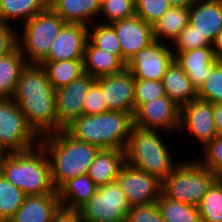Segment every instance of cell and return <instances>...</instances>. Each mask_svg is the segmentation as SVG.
I'll list each match as a JSON object with an SVG mask.
<instances>
[{
    "label": "cell",
    "instance_id": "6da1fadb",
    "mask_svg": "<svg viewBox=\"0 0 222 222\" xmlns=\"http://www.w3.org/2000/svg\"><path fill=\"white\" fill-rule=\"evenodd\" d=\"M12 99L40 137L57 132L56 90L41 65L27 64Z\"/></svg>",
    "mask_w": 222,
    "mask_h": 222
},
{
    "label": "cell",
    "instance_id": "7a4b0ae2",
    "mask_svg": "<svg viewBox=\"0 0 222 222\" xmlns=\"http://www.w3.org/2000/svg\"><path fill=\"white\" fill-rule=\"evenodd\" d=\"M40 145L48 157L56 190L69 179L87 174L100 150L97 146L75 139L65 129L42 136Z\"/></svg>",
    "mask_w": 222,
    "mask_h": 222
},
{
    "label": "cell",
    "instance_id": "3957f363",
    "mask_svg": "<svg viewBox=\"0 0 222 222\" xmlns=\"http://www.w3.org/2000/svg\"><path fill=\"white\" fill-rule=\"evenodd\" d=\"M0 173L26 196L58 194L48 157L40 144L26 151L1 154Z\"/></svg>",
    "mask_w": 222,
    "mask_h": 222
},
{
    "label": "cell",
    "instance_id": "277c9868",
    "mask_svg": "<svg viewBox=\"0 0 222 222\" xmlns=\"http://www.w3.org/2000/svg\"><path fill=\"white\" fill-rule=\"evenodd\" d=\"M133 115L124 111H107L81 115L65 130L75 139L99 149L124 150L133 128Z\"/></svg>",
    "mask_w": 222,
    "mask_h": 222
},
{
    "label": "cell",
    "instance_id": "5b68a950",
    "mask_svg": "<svg viewBox=\"0 0 222 222\" xmlns=\"http://www.w3.org/2000/svg\"><path fill=\"white\" fill-rule=\"evenodd\" d=\"M159 132L163 131L144 129L133 125L124 151L125 163L163 181L181 162L182 158L179 160L173 158L172 145H167L169 142L162 137L165 134L161 135Z\"/></svg>",
    "mask_w": 222,
    "mask_h": 222
},
{
    "label": "cell",
    "instance_id": "8992f818",
    "mask_svg": "<svg viewBox=\"0 0 222 222\" xmlns=\"http://www.w3.org/2000/svg\"><path fill=\"white\" fill-rule=\"evenodd\" d=\"M216 179V175L197 160L182 159L162 181L161 193L166 198L197 206Z\"/></svg>",
    "mask_w": 222,
    "mask_h": 222
},
{
    "label": "cell",
    "instance_id": "52a82bcc",
    "mask_svg": "<svg viewBox=\"0 0 222 222\" xmlns=\"http://www.w3.org/2000/svg\"><path fill=\"white\" fill-rule=\"evenodd\" d=\"M65 24L49 6L21 24L17 42L27 64H40L48 56L54 38Z\"/></svg>",
    "mask_w": 222,
    "mask_h": 222
},
{
    "label": "cell",
    "instance_id": "ba28073f",
    "mask_svg": "<svg viewBox=\"0 0 222 222\" xmlns=\"http://www.w3.org/2000/svg\"><path fill=\"white\" fill-rule=\"evenodd\" d=\"M40 139L13 99H0V153L29 150L39 145Z\"/></svg>",
    "mask_w": 222,
    "mask_h": 222
},
{
    "label": "cell",
    "instance_id": "9c48e42d",
    "mask_svg": "<svg viewBox=\"0 0 222 222\" xmlns=\"http://www.w3.org/2000/svg\"><path fill=\"white\" fill-rule=\"evenodd\" d=\"M131 209L117 181L100 185L79 210L82 222H126Z\"/></svg>",
    "mask_w": 222,
    "mask_h": 222
},
{
    "label": "cell",
    "instance_id": "30bf717a",
    "mask_svg": "<svg viewBox=\"0 0 222 222\" xmlns=\"http://www.w3.org/2000/svg\"><path fill=\"white\" fill-rule=\"evenodd\" d=\"M116 181L124 192L130 207L156 203L161 195L162 181L127 163L120 169Z\"/></svg>",
    "mask_w": 222,
    "mask_h": 222
},
{
    "label": "cell",
    "instance_id": "8fae6325",
    "mask_svg": "<svg viewBox=\"0 0 222 222\" xmlns=\"http://www.w3.org/2000/svg\"><path fill=\"white\" fill-rule=\"evenodd\" d=\"M134 126L161 130L170 133L177 132L180 127V106L168 96L156 98L141 104L133 114Z\"/></svg>",
    "mask_w": 222,
    "mask_h": 222
},
{
    "label": "cell",
    "instance_id": "7c38bea8",
    "mask_svg": "<svg viewBox=\"0 0 222 222\" xmlns=\"http://www.w3.org/2000/svg\"><path fill=\"white\" fill-rule=\"evenodd\" d=\"M173 60L170 44L154 41L132 56L127 61L126 68L135 79L159 81Z\"/></svg>",
    "mask_w": 222,
    "mask_h": 222
},
{
    "label": "cell",
    "instance_id": "4fadbf2b",
    "mask_svg": "<svg viewBox=\"0 0 222 222\" xmlns=\"http://www.w3.org/2000/svg\"><path fill=\"white\" fill-rule=\"evenodd\" d=\"M96 78L82 74L70 84L56 90L57 132L83 115V102Z\"/></svg>",
    "mask_w": 222,
    "mask_h": 222
},
{
    "label": "cell",
    "instance_id": "5bb4252c",
    "mask_svg": "<svg viewBox=\"0 0 222 222\" xmlns=\"http://www.w3.org/2000/svg\"><path fill=\"white\" fill-rule=\"evenodd\" d=\"M187 129V130H185ZM188 131L191 138L200 142L203 148L217 135L213 117V104L209 101L196 98L180 107L179 132Z\"/></svg>",
    "mask_w": 222,
    "mask_h": 222
},
{
    "label": "cell",
    "instance_id": "9a60e30c",
    "mask_svg": "<svg viewBox=\"0 0 222 222\" xmlns=\"http://www.w3.org/2000/svg\"><path fill=\"white\" fill-rule=\"evenodd\" d=\"M104 94L108 111L135 112L134 87L135 78L125 68L123 71L96 78Z\"/></svg>",
    "mask_w": 222,
    "mask_h": 222
},
{
    "label": "cell",
    "instance_id": "2e32d148",
    "mask_svg": "<svg viewBox=\"0 0 222 222\" xmlns=\"http://www.w3.org/2000/svg\"><path fill=\"white\" fill-rule=\"evenodd\" d=\"M119 39L122 61H127L141 49L154 42L152 25L146 23L136 14L110 24Z\"/></svg>",
    "mask_w": 222,
    "mask_h": 222
},
{
    "label": "cell",
    "instance_id": "e0dca14e",
    "mask_svg": "<svg viewBox=\"0 0 222 222\" xmlns=\"http://www.w3.org/2000/svg\"><path fill=\"white\" fill-rule=\"evenodd\" d=\"M88 26L66 23L54 38L48 56L43 61L84 59Z\"/></svg>",
    "mask_w": 222,
    "mask_h": 222
},
{
    "label": "cell",
    "instance_id": "ac0fdd59",
    "mask_svg": "<svg viewBox=\"0 0 222 222\" xmlns=\"http://www.w3.org/2000/svg\"><path fill=\"white\" fill-rule=\"evenodd\" d=\"M174 59L182 67L197 91L204 84L214 65L219 61L216 58L213 46L179 52L174 56Z\"/></svg>",
    "mask_w": 222,
    "mask_h": 222
},
{
    "label": "cell",
    "instance_id": "d6986e66",
    "mask_svg": "<svg viewBox=\"0 0 222 222\" xmlns=\"http://www.w3.org/2000/svg\"><path fill=\"white\" fill-rule=\"evenodd\" d=\"M189 23L213 44L222 29V0H196L189 8Z\"/></svg>",
    "mask_w": 222,
    "mask_h": 222
},
{
    "label": "cell",
    "instance_id": "ffe728a7",
    "mask_svg": "<svg viewBox=\"0 0 222 222\" xmlns=\"http://www.w3.org/2000/svg\"><path fill=\"white\" fill-rule=\"evenodd\" d=\"M60 206L58 194L26 196L8 222H51Z\"/></svg>",
    "mask_w": 222,
    "mask_h": 222
},
{
    "label": "cell",
    "instance_id": "44dd1931",
    "mask_svg": "<svg viewBox=\"0 0 222 222\" xmlns=\"http://www.w3.org/2000/svg\"><path fill=\"white\" fill-rule=\"evenodd\" d=\"M48 6L66 23L72 24L89 26L97 22L100 14L97 0H48Z\"/></svg>",
    "mask_w": 222,
    "mask_h": 222
},
{
    "label": "cell",
    "instance_id": "7402d4cb",
    "mask_svg": "<svg viewBox=\"0 0 222 222\" xmlns=\"http://www.w3.org/2000/svg\"><path fill=\"white\" fill-rule=\"evenodd\" d=\"M125 164V151L120 149H100L90 164L87 175L97 185L116 181Z\"/></svg>",
    "mask_w": 222,
    "mask_h": 222
},
{
    "label": "cell",
    "instance_id": "603a6c76",
    "mask_svg": "<svg viewBox=\"0 0 222 222\" xmlns=\"http://www.w3.org/2000/svg\"><path fill=\"white\" fill-rule=\"evenodd\" d=\"M83 65L84 73L94 78L113 75L126 68L117 55L96 47L89 39L85 45Z\"/></svg>",
    "mask_w": 222,
    "mask_h": 222
},
{
    "label": "cell",
    "instance_id": "cb8c5ba5",
    "mask_svg": "<svg viewBox=\"0 0 222 222\" xmlns=\"http://www.w3.org/2000/svg\"><path fill=\"white\" fill-rule=\"evenodd\" d=\"M161 81L166 96L180 107L197 98V90L175 59L167 67Z\"/></svg>",
    "mask_w": 222,
    "mask_h": 222
},
{
    "label": "cell",
    "instance_id": "d4e9b609",
    "mask_svg": "<svg viewBox=\"0 0 222 222\" xmlns=\"http://www.w3.org/2000/svg\"><path fill=\"white\" fill-rule=\"evenodd\" d=\"M97 188L87 174L69 179L57 190L61 206L79 209L96 193Z\"/></svg>",
    "mask_w": 222,
    "mask_h": 222
},
{
    "label": "cell",
    "instance_id": "484cf974",
    "mask_svg": "<svg viewBox=\"0 0 222 222\" xmlns=\"http://www.w3.org/2000/svg\"><path fill=\"white\" fill-rule=\"evenodd\" d=\"M47 7L48 0H0V22L15 27L21 21L20 24H24Z\"/></svg>",
    "mask_w": 222,
    "mask_h": 222
},
{
    "label": "cell",
    "instance_id": "4316f807",
    "mask_svg": "<svg viewBox=\"0 0 222 222\" xmlns=\"http://www.w3.org/2000/svg\"><path fill=\"white\" fill-rule=\"evenodd\" d=\"M27 66L20 48L0 57V99L12 98L22 70Z\"/></svg>",
    "mask_w": 222,
    "mask_h": 222
},
{
    "label": "cell",
    "instance_id": "83f0119b",
    "mask_svg": "<svg viewBox=\"0 0 222 222\" xmlns=\"http://www.w3.org/2000/svg\"><path fill=\"white\" fill-rule=\"evenodd\" d=\"M189 24V8L171 7L152 25L154 41L170 44Z\"/></svg>",
    "mask_w": 222,
    "mask_h": 222
},
{
    "label": "cell",
    "instance_id": "f1b7e54d",
    "mask_svg": "<svg viewBox=\"0 0 222 222\" xmlns=\"http://www.w3.org/2000/svg\"><path fill=\"white\" fill-rule=\"evenodd\" d=\"M39 65L46 71L55 90L70 84L84 74L83 59L42 61Z\"/></svg>",
    "mask_w": 222,
    "mask_h": 222
},
{
    "label": "cell",
    "instance_id": "f546056e",
    "mask_svg": "<svg viewBox=\"0 0 222 222\" xmlns=\"http://www.w3.org/2000/svg\"><path fill=\"white\" fill-rule=\"evenodd\" d=\"M156 203L165 222H202L197 206L166 198L162 193Z\"/></svg>",
    "mask_w": 222,
    "mask_h": 222
},
{
    "label": "cell",
    "instance_id": "4dcf8cb0",
    "mask_svg": "<svg viewBox=\"0 0 222 222\" xmlns=\"http://www.w3.org/2000/svg\"><path fill=\"white\" fill-rule=\"evenodd\" d=\"M25 193L0 173V219L8 222L22 206Z\"/></svg>",
    "mask_w": 222,
    "mask_h": 222
},
{
    "label": "cell",
    "instance_id": "1f68e13d",
    "mask_svg": "<svg viewBox=\"0 0 222 222\" xmlns=\"http://www.w3.org/2000/svg\"><path fill=\"white\" fill-rule=\"evenodd\" d=\"M202 222H222V179H216L197 205Z\"/></svg>",
    "mask_w": 222,
    "mask_h": 222
},
{
    "label": "cell",
    "instance_id": "d6a6232c",
    "mask_svg": "<svg viewBox=\"0 0 222 222\" xmlns=\"http://www.w3.org/2000/svg\"><path fill=\"white\" fill-rule=\"evenodd\" d=\"M88 39L98 48L117 55L122 60L121 45L110 24L95 22L88 26Z\"/></svg>",
    "mask_w": 222,
    "mask_h": 222
},
{
    "label": "cell",
    "instance_id": "836d02e7",
    "mask_svg": "<svg viewBox=\"0 0 222 222\" xmlns=\"http://www.w3.org/2000/svg\"><path fill=\"white\" fill-rule=\"evenodd\" d=\"M135 14V0H106L100 5L99 20L97 22L111 24ZM100 17L102 18L100 19Z\"/></svg>",
    "mask_w": 222,
    "mask_h": 222
},
{
    "label": "cell",
    "instance_id": "e575fe53",
    "mask_svg": "<svg viewBox=\"0 0 222 222\" xmlns=\"http://www.w3.org/2000/svg\"><path fill=\"white\" fill-rule=\"evenodd\" d=\"M208 46H212V44L190 23L170 43L174 56L179 52Z\"/></svg>",
    "mask_w": 222,
    "mask_h": 222
},
{
    "label": "cell",
    "instance_id": "d590c367",
    "mask_svg": "<svg viewBox=\"0 0 222 222\" xmlns=\"http://www.w3.org/2000/svg\"><path fill=\"white\" fill-rule=\"evenodd\" d=\"M197 98L212 104L222 103V61L214 65L204 84L198 89Z\"/></svg>",
    "mask_w": 222,
    "mask_h": 222
},
{
    "label": "cell",
    "instance_id": "8d00e7d4",
    "mask_svg": "<svg viewBox=\"0 0 222 222\" xmlns=\"http://www.w3.org/2000/svg\"><path fill=\"white\" fill-rule=\"evenodd\" d=\"M200 149L203 151H201L204 154L203 158L198 156L196 160L211 170L218 179H222V135L218 134L209 144Z\"/></svg>",
    "mask_w": 222,
    "mask_h": 222
},
{
    "label": "cell",
    "instance_id": "74e56055",
    "mask_svg": "<svg viewBox=\"0 0 222 222\" xmlns=\"http://www.w3.org/2000/svg\"><path fill=\"white\" fill-rule=\"evenodd\" d=\"M171 7L170 0H135L136 15L150 25L155 24Z\"/></svg>",
    "mask_w": 222,
    "mask_h": 222
},
{
    "label": "cell",
    "instance_id": "f35d334b",
    "mask_svg": "<svg viewBox=\"0 0 222 222\" xmlns=\"http://www.w3.org/2000/svg\"><path fill=\"white\" fill-rule=\"evenodd\" d=\"M166 96L162 81L135 79L134 101L135 110L141 105L156 98Z\"/></svg>",
    "mask_w": 222,
    "mask_h": 222
},
{
    "label": "cell",
    "instance_id": "ab89813d",
    "mask_svg": "<svg viewBox=\"0 0 222 222\" xmlns=\"http://www.w3.org/2000/svg\"><path fill=\"white\" fill-rule=\"evenodd\" d=\"M126 222H165L157 203L135 205L127 212Z\"/></svg>",
    "mask_w": 222,
    "mask_h": 222
},
{
    "label": "cell",
    "instance_id": "60d3db41",
    "mask_svg": "<svg viewBox=\"0 0 222 222\" xmlns=\"http://www.w3.org/2000/svg\"><path fill=\"white\" fill-rule=\"evenodd\" d=\"M107 105L100 85L95 81L83 102V114L97 115L107 112Z\"/></svg>",
    "mask_w": 222,
    "mask_h": 222
},
{
    "label": "cell",
    "instance_id": "b9f144b4",
    "mask_svg": "<svg viewBox=\"0 0 222 222\" xmlns=\"http://www.w3.org/2000/svg\"><path fill=\"white\" fill-rule=\"evenodd\" d=\"M17 27L0 22V57L10 53L18 46V30H15Z\"/></svg>",
    "mask_w": 222,
    "mask_h": 222
},
{
    "label": "cell",
    "instance_id": "7bdbcfd3",
    "mask_svg": "<svg viewBox=\"0 0 222 222\" xmlns=\"http://www.w3.org/2000/svg\"><path fill=\"white\" fill-rule=\"evenodd\" d=\"M51 222H82L78 209L60 206L53 215Z\"/></svg>",
    "mask_w": 222,
    "mask_h": 222
},
{
    "label": "cell",
    "instance_id": "ee69618b",
    "mask_svg": "<svg viewBox=\"0 0 222 222\" xmlns=\"http://www.w3.org/2000/svg\"><path fill=\"white\" fill-rule=\"evenodd\" d=\"M213 117L216 130L222 135V103L213 104Z\"/></svg>",
    "mask_w": 222,
    "mask_h": 222
},
{
    "label": "cell",
    "instance_id": "f6af8a7d",
    "mask_svg": "<svg viewBox=\"0 0 222 222\" xmlns=\"http://www.w3.org/2000/svg\"><path fill=\"white\" fill-rule=\"evenodd\" d=\"M215 51L216 58L222 61V29L218 32V35L212 44Z\"/></svg>",
    "mask_w": 222,
    "mask_h": 222
},
{
    "label": "cell",
    "instance_id": "bcb514c9",
    "mask_svg": "<svg viewBox=\"0 0 222 222\" xmlns=\"http://www.w3.org/2000/svg\"><path fill=\"white\" fill-rule=\"evenodd\" d=\"M196 0H170L172 7L190 8Z\"/></svg>",
    "mask_w": 222,
    "mask_h": 222
},
{
    "label": "cell",
    "instance_id": "7dc6e473",
    "mask_svg": "<svg viewBox=\"0 0 222 222\" xmlns=\"http://www.w3.org/2000/svg\"><path fill=\"white\" fill-rule=\"evenodd\" d=\"M98 3L101 5L102 3H104L106 0H97Z\"/></svg>",
    "mask_w": 222,
    "mask_h": 222
}]
</instances>
